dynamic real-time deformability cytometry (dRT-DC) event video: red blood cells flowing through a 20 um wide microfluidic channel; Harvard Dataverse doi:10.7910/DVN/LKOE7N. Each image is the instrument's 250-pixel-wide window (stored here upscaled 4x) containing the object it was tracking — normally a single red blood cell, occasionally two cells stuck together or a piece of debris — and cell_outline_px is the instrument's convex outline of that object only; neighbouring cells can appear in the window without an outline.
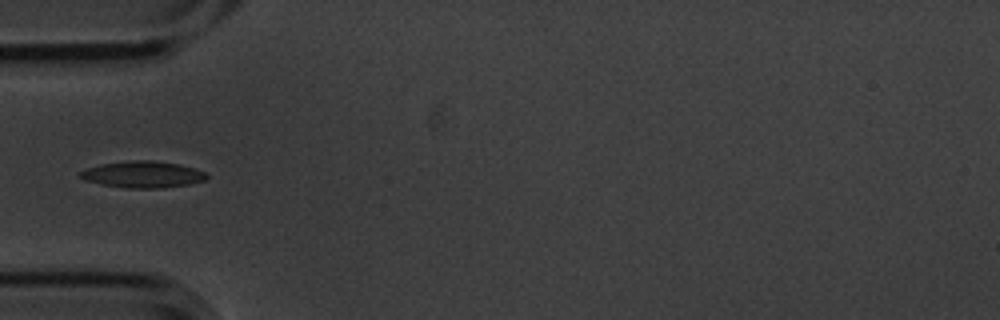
{"species": "common noctule bat (a hibernating species)", "species_latin": "Nyctalus noctula", "temperature_condition": "cold", "stored_images_in_passage": 1, "camera_frame_rate_fps": 3000, "um_per_image_px": 0.085, "animal": {"sex": "male", "body_mass_g": 20.1, "forearm_length_mm": 53.5}, "frame": {"image": 1, "passage_image": 1, "time_ms": 0.0, "image_size_px": [1000, 320], "cell_outline_px": [[208, 176], [204, 180], [188, 184], [164, 188], [124, 188], [100, 184], [84, 180], [80, 176], [80, 172], [88, 168], [100, 164], [132, 160], [152, 160], [180, 164], [204, 172]], "centroid_in_image_um": [12.11, 14.83], "position_along_channel_um": 72.9, "area_um2": 19.48}}